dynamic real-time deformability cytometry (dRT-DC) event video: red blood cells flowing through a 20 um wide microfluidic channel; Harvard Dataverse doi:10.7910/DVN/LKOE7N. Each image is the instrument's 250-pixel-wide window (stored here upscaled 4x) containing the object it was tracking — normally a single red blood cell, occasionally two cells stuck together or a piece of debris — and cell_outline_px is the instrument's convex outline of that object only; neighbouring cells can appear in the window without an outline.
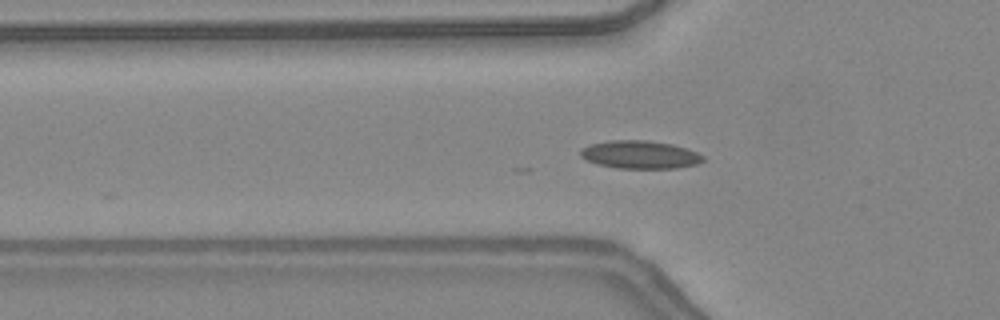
{"species": "common noctule bat (a hibernating species)", "species_latin": "Nyctalus noctula", "temperature_condition": "warm", "stored_images_in_passage": 37, "camera_frame_rate_fps": 3000, "um_per_image_px": 0.085, "animal": {"sex": "female", "body_mass_g": 24.6, "forearm_length_mm": 56.2}, "frame": {"image": 1, "passage_image": 6, "time_ms": 1.667, "image_size_px": [1000, 320], "cell_outline_px": [[704, 160], [696, 164], [676, 168], [616, 168], [596, 164], [580, 156], [580, 148], [588, 144], [608, 140], [648, 140], [672, 144], [696, 152], [704, 156]], "centroid_in_image_um": [54.34, 13.14], "position_along_channel_um": 71.5, "area_um2": 20.06}}
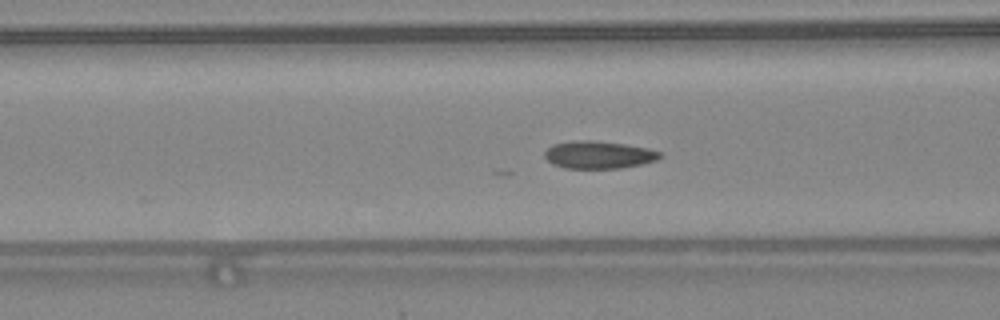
{"frame": {"image": 2, "passage_image": 9, "time_ms": 2.667, "image_size_px": [1000, 320], "cell_outline_px": [[664, 156], [656, 160], [640, 164], [620, 168], [564, 168], [552, 164], [544, 156], [544, 152], [552, 144], [572, 140], [592, 140], [624, 144], [648, 148], [660, 152]], "centroid_in_image_um": [50.86, 13.15], "position_along_channel_um": 115.7, "area_um2": 18.55}}
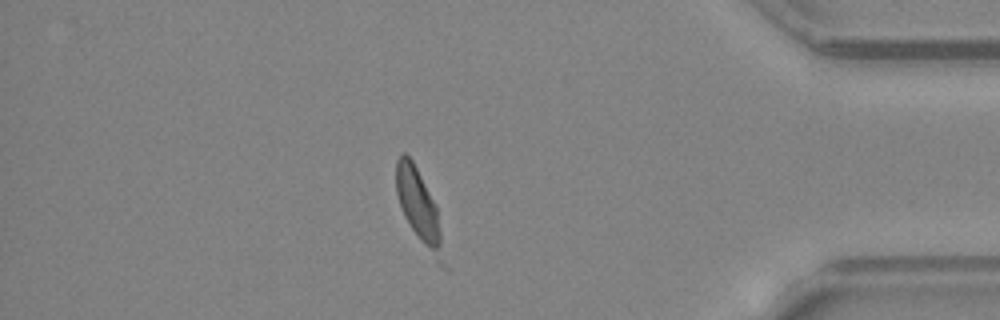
{"frame": {"image": 3, "passage_image": 31, "time_ms": 10.0, "image_size_px": [1000, 320], "cell_outline_px": [[448, 272], [436, 260], [420, 240], [404, 216], [396, 192], [396, 160], [404, 152], [412, 160], [436, 208], [448, 268]], "centroid_in_image_um": [35.64, 17.69], "position_along_channel_um": 399.6, "area_um2": 19.54}, "authors_computed_cell_mechanics": {"area_um2": 18.3226, "velocity_mm_per_s": 4.3702, "shape_relaxation_time_tau1_ms": 4.1144, "shape_relaxation_time_tau2_ms": 0.7928, "deformation_change_tau1": 0.143, "deformation_change_tau2": 0.0665}}